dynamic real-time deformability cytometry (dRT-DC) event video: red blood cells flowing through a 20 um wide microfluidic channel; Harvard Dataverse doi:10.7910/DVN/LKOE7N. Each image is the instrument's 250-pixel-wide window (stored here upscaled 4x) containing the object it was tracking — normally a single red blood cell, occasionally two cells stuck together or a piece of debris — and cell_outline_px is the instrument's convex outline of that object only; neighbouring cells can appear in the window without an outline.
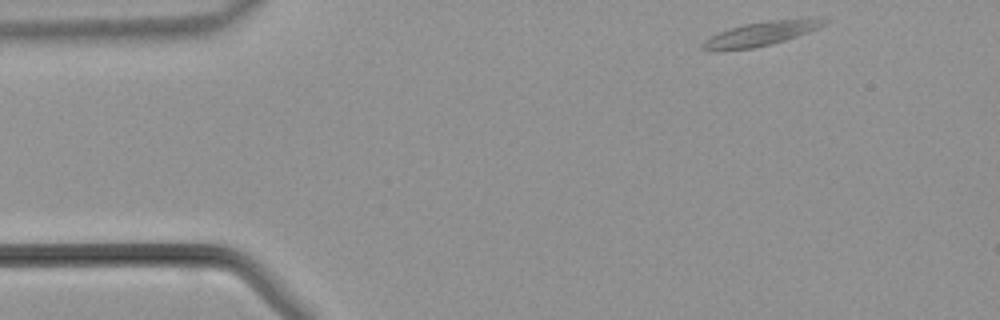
{"species": "common noctule bat (a hibernating species)", "species_latin": "Nyctalus noctula", "temperature_condition": "warm", "stored_images_in_passage": 39, "camera_frame_rate_fps": 3000, "um_per_image_px": 0.085, "animal": {"sex": "male", "body_mass_g": 21.5, "forearm_length_mm": 52.0}, "frame": {"image": 1, "passage_image": 1, "time_ms": 0.0, "image_size_px": [1000, 320], "cell_outline_px": [[828, 20], [824, 24], [808, 32], [784, 40], [752, 48], [716, 52], [712, 52], [700, 48], [700, 44], [704, 40], [720, 32], [744, 24], [768, 20], [816, 16]], "centroid_in_image_um": [64.66, 2.86], "position_along_channel_um": 20.3, "area_um2": 17.28}}
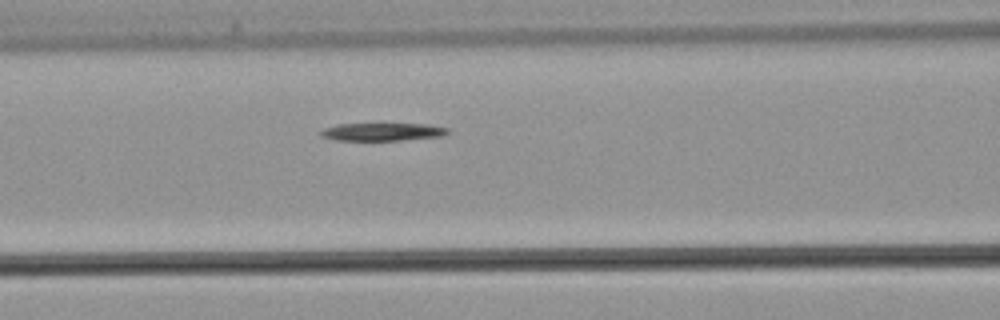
{"frame": {"image": 2, "passage_image": 13, "time_ms": 4.0, "image_size_px": [1000, 320], "cell_outline_px": [[448, 132], [444, 136], [400, 140], [336, 140], [320, 136], [320, 132], [324, 128], [336, 124], [428, 124], [448, 128]], "centroid_in_image_um": [32.5, 11.2], "position_along_channel_um": 134.1, "area_um2": 13.12}}
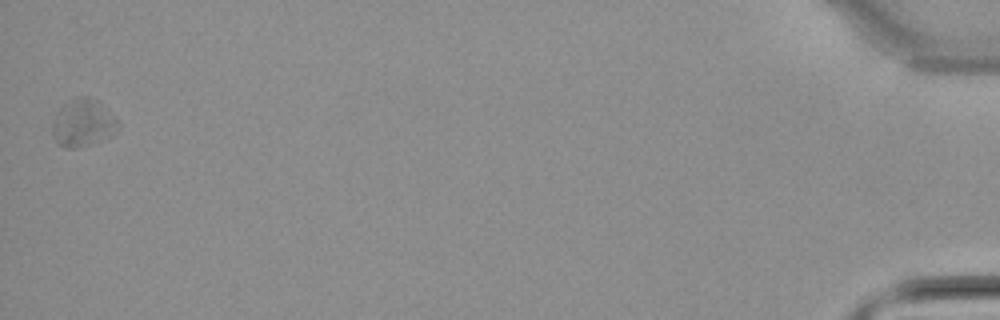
{"frame": {"image": 3, "passage_image": 39, "time_ms": 12.667, "image_size_px": [1000, 320], "cell_outline_px": [[120, 124], [108, 136], [100, 140], [76, 148], [64, 148], [56, 144], [52, 136], [52, 124], [60, 108], [68, 100], [76, 96], [88, 96], [100, 104]], "centroid_in_image_um": [6.96, 10.46], "position_along_channel_um": 428.2, "area_um2": 17.69}}